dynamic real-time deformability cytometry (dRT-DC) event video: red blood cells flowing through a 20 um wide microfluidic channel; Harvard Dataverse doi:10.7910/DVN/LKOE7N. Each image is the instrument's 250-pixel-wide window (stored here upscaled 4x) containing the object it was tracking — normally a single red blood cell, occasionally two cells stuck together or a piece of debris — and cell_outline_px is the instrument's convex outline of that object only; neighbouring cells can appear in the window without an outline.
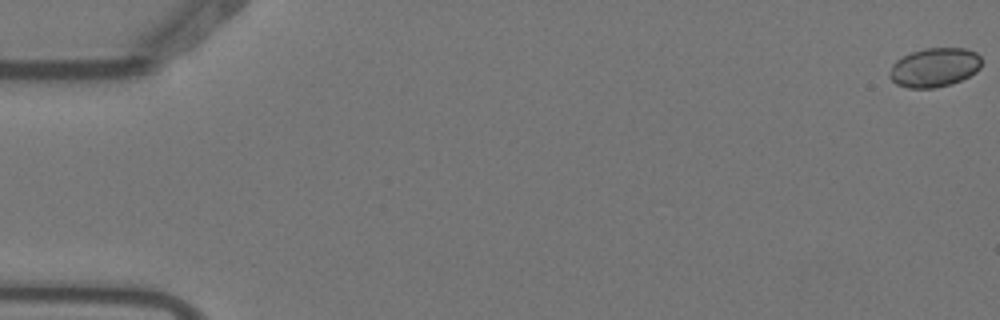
{"species": "Egyptian fruit bat (a non-hibernating species)", "species_latin": "Rousettus aegyptiacus", "temperature_condition": "warm", "stored_images_in_passage": 9, "camera_frame_rate_fps": 3000, "um_per_image_px": 0.085, "animal": {"sex": "female"}, "frame": {"image": 1, "passage_image": 1, "time_ms": 0.0, "image_size_px": [1000, 320], "cell_outline_px": [[980, 68], [976, 72], [952, 84], [936, 88], [908, 88], [896, 84], [888, 76], [888, 72], [892, 64], [896, 60], [912, 52], [924, 48], [964, 48], [976, 52], [980, 56]], "centroid_in_image_um": [79.4, 5.74], "position_along_channel_um": 5.6, "area_um2": 21.04}}
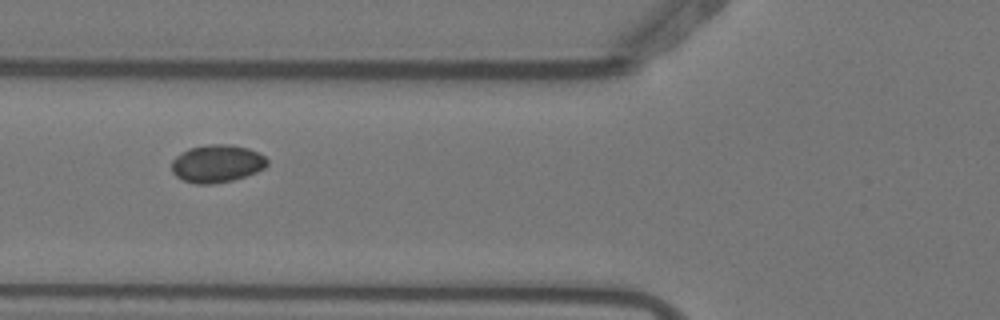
{"frame": {"image": 2, "passage_image": 7, "time_ms": 2.0, "image_size_px": [1000, 320], "cell_outline_px": [[268, 164], [264, 168], [256, 172], [232, 180], [212, 184], [196, 184], [184, 180], [176, 176], [172, 172], [172, 160], [176, 156], [188, 148], [208, 144], [232, 144], [248, 148], [260, 152], [268, 160]], "centroid_in_image_um": [18.45, 13.89], "position_along_channel_um": 107.4, "area_um2": 21.1}}
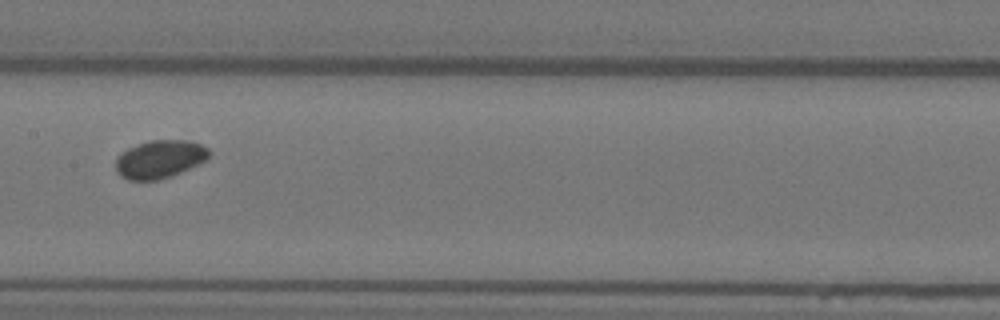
{"frame": {"image": 3, "passage_image": 9, "time_ms": 2.667, "image_size_px": [1000, 320], "cell_outline_px": [[212, 152], [204, 160], [180, 172], [156, 180], [128, 180], [120, 176], [116, 172], [116, 156], [128, 148], [148, 140], [188, 140], [200, 144], [208, 148]], "centroid_in_image_um": [13.53, 13.51], "position_along_channel_um": 193.9, "area_um2": 20.52}}